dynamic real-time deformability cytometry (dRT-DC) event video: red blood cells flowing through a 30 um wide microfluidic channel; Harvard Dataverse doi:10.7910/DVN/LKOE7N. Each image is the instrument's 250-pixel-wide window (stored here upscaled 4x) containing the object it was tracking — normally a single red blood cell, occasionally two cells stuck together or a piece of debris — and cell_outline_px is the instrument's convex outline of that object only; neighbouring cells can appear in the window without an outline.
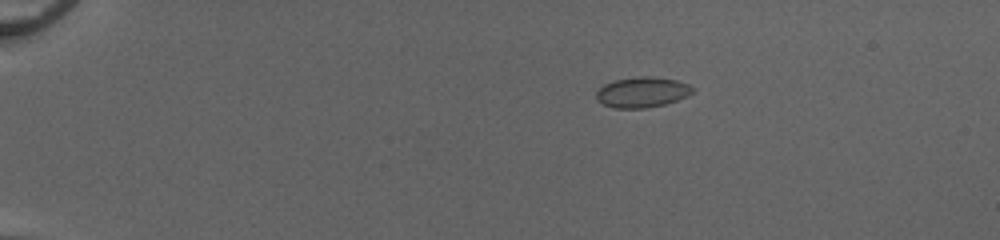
{"species": "common noctule bat (a hibernating species)", "species_latin": "Nyctalus noctula", "temperature_condition": "cold", "stored_images_in_passage": 42, "camera_frame_rate_fps": 3000, "um_per_image_px": 0.085, "animal": {"sex": "female", "body_mass_g": 20.0, "forearm_length_mm": 54.0}, "frame": {"image": 1, "passage_image": 1, "time_ms": 0.0, "image_size_px": [1000, 240], "cell_outline_px": [[696, 88], [688, 96], [664, 104], [644, 108], [616, 108], [604, 104], [596, 100], [596, 92], [604, 84], [616, 80], [640, 76], [652, 76], [676, 80], [688, 84]], "centroid_in_image_um": [54.6, 7.83], "position_along_channel_um": 30.4, "area_um2": 16.99}}
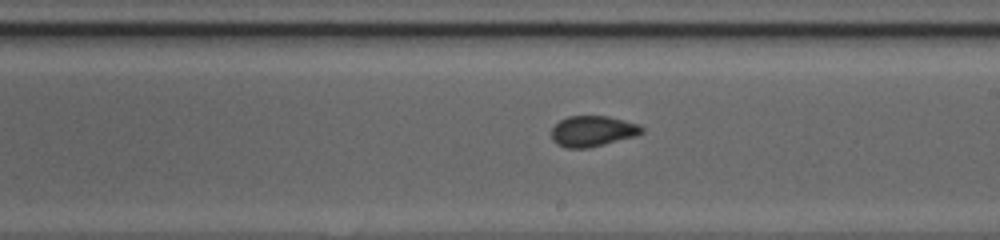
{"frame": {"image": 2, "passage_image": 23, "time_ms": 7.333, "image_size_px": [1000, 240], "cell_outline_px": [[644, 132], [636, 136], [588, 148], [568, 148], [556, 144], [552, 140], [552, 128], [560, 120], [568, 116], [608, 116], [640, 124], [644, 128]], "centroid_in_image_um": [50.39, 11.14], "position_along_channel_um": 238.6, "area_um2": 16.24}}
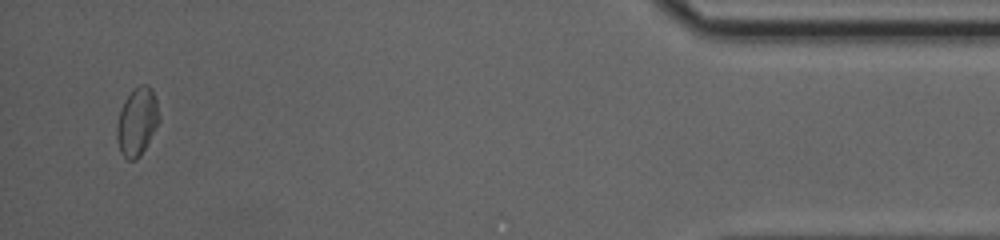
{"frame": {"image": 3, "passage_image": 41, "time_ms": 13.333, "image_size_px": [1000, 240], "cell_outline_px": [[160, 120], [140, 156], [136, 160], [128, 160], [120, 152], [116, 136], [116, 128], [120, 108], [124, 100], [140, 84], [148, 84], [152, 88], [156, 100], [160, 116]], "centroid_in_image_um": [11.65, 10.34], "position_along_channel_um": 423.6, "area_um2": 16.7}, "authors_computed_cell_mechanics": {"area_um2": 16.2129, "velocity_mm_per_s": 4.1215, "shape_relaxation_time_tau1_ms": 3.6228, "shape_relaxation_time_tau2_ms": 1.3713, "deformation_change_tau1": 0.0589, "deformation_change_tau2": 0.0564}}